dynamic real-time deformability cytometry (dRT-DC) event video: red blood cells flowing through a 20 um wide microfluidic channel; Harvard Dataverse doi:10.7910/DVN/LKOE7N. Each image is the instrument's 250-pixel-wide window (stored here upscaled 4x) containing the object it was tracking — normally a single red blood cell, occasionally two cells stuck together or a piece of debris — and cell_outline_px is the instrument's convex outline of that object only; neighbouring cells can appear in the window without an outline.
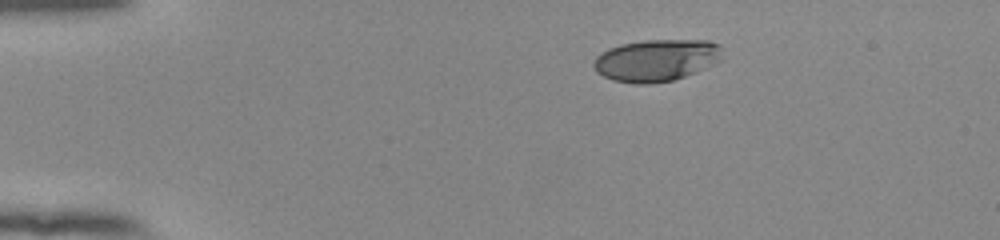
{"species": "human", "species_latin": "Homo sapiens", "temperature_condition": "room temperature", "stored_images_in_passage": 45, "camera_frame_rate_fps": 3000, "um_per_image_px": 0.085, "donor": {"sex": "female"}, "frame": {"image": 1, "passage_image": 1, "time_ms": 0.0, "image_size_px": [1000, 240], "cell_outline_px": [[724, 60], [716, 64], [696, 72], [672, 80], [648, 84], [636, 84], [612, 80], [596, 72], [592, 64], [596, 56], [608, 48], [620, 44], [644, 40], [708, 40], [720, 44]], "centroid_in_image_um": [55.82, 5.11], "position_along_channel_um": 29.2, "area_um2": 31.91}}
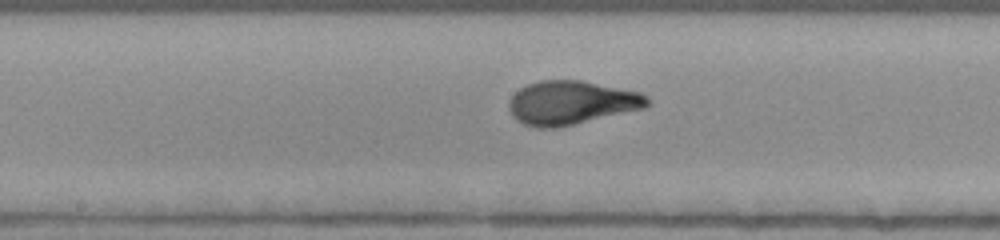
{"frame": {"image": 2, "passage_image": 20, "time_ms": 6.333, "image_size_px": [1000, 240], "cell_outline_px": [[652, 104], [648, 108], [572, 124], [552, 128], [536, 128], [524, 124], [516, 120], [512, 116], [508, 108], [508, 104], [512, 96], [520, 88], [528, 84], [540, 80], [580, 80], [640, 92], [648, 96]], "centroid_in_image_um": [48.59, 8.73], "position_along_channel_um": 199.6, "area_um2": 35.37}}
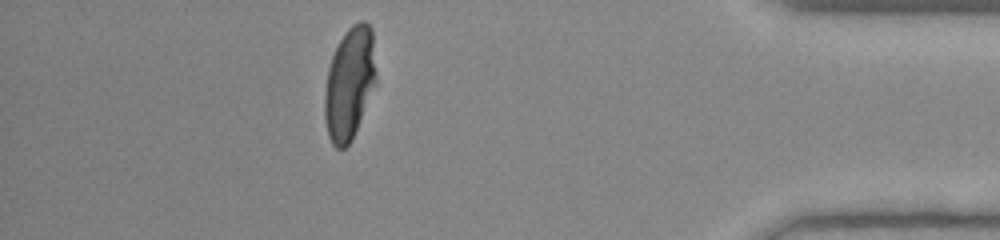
{"frame": {"image": 3, "passage_image": 39, "time_ms": 12.667, "image_size_px": [1000, 240], "cell_outline_px": [[376, 80], [352, 140], [344, 148], [336, 148], [332, 144], [328, 136], [324, 120], [324, 96], [328, 72], [332, 56], [344, 32], [352, 24], [360, 20], [364, 20], [372, 28], [376, 72]], "centroid_in_image_um": [29.7, 7.07], "position_along_channel_um": 405.5, "area_um2": 33.52}, "authors_computed_cell_mechanics": {"area_um2": 33.7552, "velocity_mm_per_s": 3.8752, "shape_relaxation_time_tau1_ms": 7.3892, "shape_relaxation_time_tau2_ms": null, "deformation_change_tau1": 0.2636, "deformation_change_tau2": null}}